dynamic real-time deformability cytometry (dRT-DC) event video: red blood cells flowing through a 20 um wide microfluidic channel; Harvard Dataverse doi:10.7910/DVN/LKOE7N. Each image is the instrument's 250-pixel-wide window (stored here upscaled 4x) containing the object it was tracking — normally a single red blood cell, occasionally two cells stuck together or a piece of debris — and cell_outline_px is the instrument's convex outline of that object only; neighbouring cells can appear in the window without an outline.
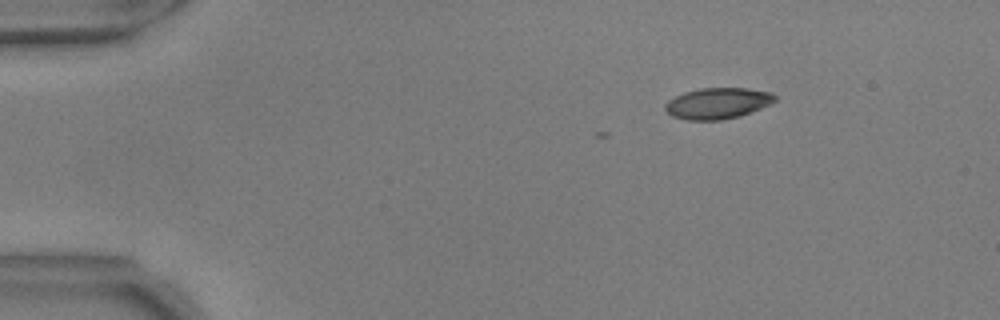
{"species": "common noctule bat (a hibernating species)", "species_latin": "Nyctalus noctula", "temperature_condition": "warm", "stored_images_in_passage": 4, "camera_frame_rate_fps": 3000, "um_per_image_px": 0.085, "animal": {"sex": "male", "body_mass_g": 17.9, "forearm_length_mm": 54.2}, "frame": {"image": 1, "passage_image": 1, "time_ms": 0.0, "image_size_px": [1000, 320], "cell_outline_px": [[776, 100], [760, 108], [740, 116], [720, 120], [688, 120], [672, 116], [664, 108], [664, 104], [668, 100], [684, 92], [700, 88], [748, 88], [772, 92], [776, 96]], "centroid_in_image_um": [60.99, 8.77], "position_along_channel_um": 24.0, "area_um2": 19.83}}